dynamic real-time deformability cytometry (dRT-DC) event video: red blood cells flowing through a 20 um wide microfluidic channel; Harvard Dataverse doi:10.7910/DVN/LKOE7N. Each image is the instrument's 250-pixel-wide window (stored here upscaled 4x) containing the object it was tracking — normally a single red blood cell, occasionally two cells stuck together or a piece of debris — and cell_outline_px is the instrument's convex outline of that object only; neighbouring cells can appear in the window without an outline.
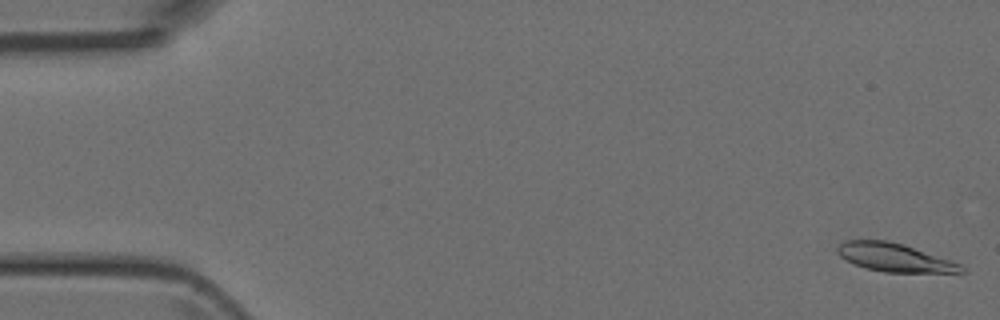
{"species": "Egyptian fruit bat (a non-hibernating species)", "species_latin": "Rousettus aegyptiacus", "temperature_condition": "room temperature", "stored_images_in_passage": 49, "camera_frame_rate_fps": 3000, "um_per_image_px": 0.085, "animal": {"sex": "female"}, "frame": {"image": 1, "passage_image": 1, "time_ms": 0.0, "image_size_px": [1000, 320], "cell_outline_px": [[968, 272], [884, 272], [868, 268], [856, 264], [840, 256], [836, 252], [836, 248], [844, 240], [888, 240], [904, 244], [960, 264], [968, 268]], "centroid_in_image_um": [76.05, 21.88], "position_along_channel_um": 9.0, "area_um2": 20.23}}
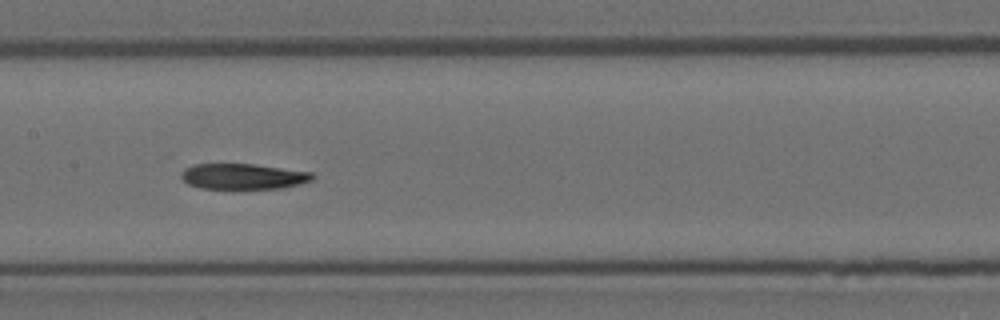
{"frame": {"image": 2, "passage_image": 24, "time_ms": 7.667, "image_size_px": [1000, 320], "cell_outline_px": [[316, 176], [312, 180], [284, 188], [200, 188], [188, 184], [180, 176], [180, 172], [184, 168], [192, 164], [252, 164], [312, 172]], "centroid_in_image_um": [20.64, 14.99], "position_along_channel_um": 186.8, "area_um2": 19.54}}
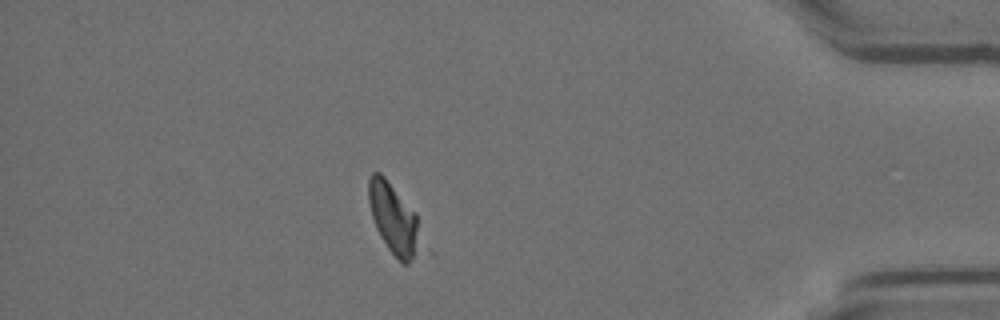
{"frame": {"image": 3, "passage_image": 43, "time_ms": 14.0, "image_size_px": [1000, 320], "cell_outline_px": [[420, 252], [408, 264], [404, 264], [388, 248], [380, 236], [376, 228], [372, 216], [368, 200], [368, 180], [372, 172], [380, 172], [384, 176], [416, 212]], "centroid_in_image_um": [33.45, 18.56], "position_along_channel_um": 401.8, "area_um2": 21.1}}